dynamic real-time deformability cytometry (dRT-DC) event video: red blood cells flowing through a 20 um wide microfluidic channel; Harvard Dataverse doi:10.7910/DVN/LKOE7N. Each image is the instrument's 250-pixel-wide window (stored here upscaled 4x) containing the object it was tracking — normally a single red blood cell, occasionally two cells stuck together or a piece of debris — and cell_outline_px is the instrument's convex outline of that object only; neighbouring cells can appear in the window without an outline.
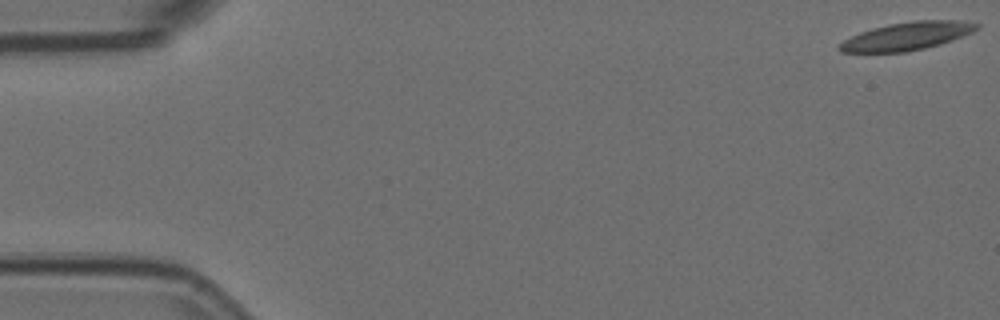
{"species": "Egyptian fruit bat (a non-hibernating species)", "species_latin": "Rousettus aegyptiacus", "temperature_condition": "room temperature", "stored_images_in_passage": 7, "camera_frame_rate_fps": 3000, "um_per_image_px": 0.085, "animal": {"sex": "female"}, "frame": {"image": 1, "passage_image": 1, "time_ms": 0.0, "image_size_px": [1000, 320], "cell_outline_px": [[980, 28], [964, 36], [940, 44], [924, 48], [904, 52], [840, 52], [836, 48], [844, 40], [860, 32], [872, 28], [888, 24], [912, 20], [956, 20], [980, 24]], "centroid_in_image_um": [77.1, 3.06], "position_along_channel_um": 7.9, "area_um2": 22.37}}